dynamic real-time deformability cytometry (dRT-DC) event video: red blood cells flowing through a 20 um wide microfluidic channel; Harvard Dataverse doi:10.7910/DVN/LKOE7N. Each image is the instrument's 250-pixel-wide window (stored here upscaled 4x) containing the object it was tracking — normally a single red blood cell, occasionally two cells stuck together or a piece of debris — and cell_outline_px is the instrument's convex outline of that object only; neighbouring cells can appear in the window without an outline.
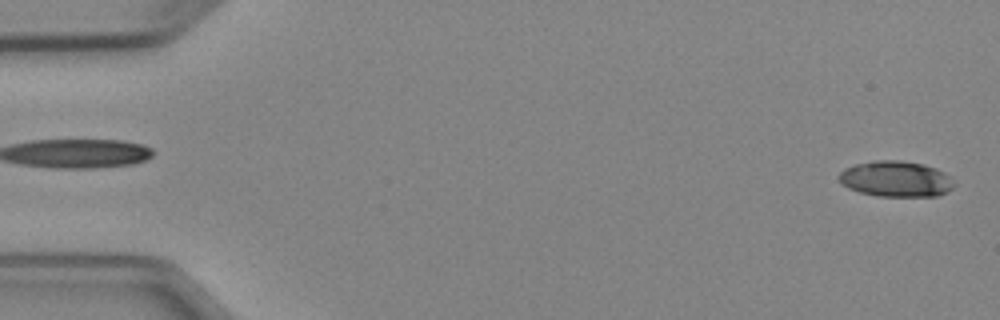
{"species": "Egyptian fruit bat (a non-hibernating species)", "species_latin": "Rousettus aegyptiacus", "temperature_condition": "cold", "stored_images_in_passage": 6, "segment_of_instrument_passage": [2, 2], "camera_frame_rate_fps": 3000, "um_per_image_px": 0.085, "animal": {"sex": "female"}, "frame": {"image": 1, "passage_image": 6, "time_ms": 5.667, "image_size_px": [1000, 320], "cell_outline_px": [[956, 184], [948, 192], [936, 196], [876, 196], [860, 192], [848, 188], [840, 184], [836, 176], [844, 168], [856, 164], [872, 160], [900, 160], [924, 164], [936, 168], [944, 172]], "centroid_in_image_um": [76.12, 15.2], "position_along_channel_um": 8.9, "area_um2": 24.33}}